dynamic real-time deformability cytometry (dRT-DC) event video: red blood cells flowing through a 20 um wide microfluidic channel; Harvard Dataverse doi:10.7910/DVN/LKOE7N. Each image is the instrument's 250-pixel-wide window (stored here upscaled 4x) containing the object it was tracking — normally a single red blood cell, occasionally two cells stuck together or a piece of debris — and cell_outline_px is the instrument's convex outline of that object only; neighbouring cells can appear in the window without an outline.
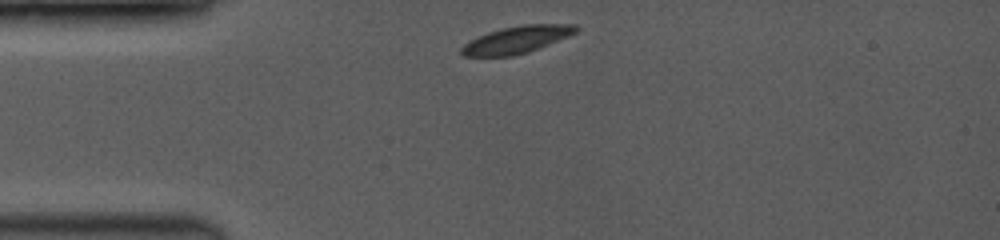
{"species": "common noctule bat (a hibernating species)", "species_latin": "Nyctalus noctula", "temperature_condition": "room temperature", "stored_images_in_passage": 38, "camera_frame_rate_fps": 3500, "um_per_image_px": 0.085, "animal": {"sex": "female", "body_mass_g": 19.0, "forearm_length_mm": 53.3}, "frame": {"image": 1, "passage_image": 1, "time_ms": 0.0, "image_size_px": [1000, 240], "cell_outline_px": [[580, 28], [576, 32], [536, 48], [512, 56], [464, 56], [460, 52], [460, 48], [464, 44], [488, 32], [500, 28], [524, 24], [576, 24]], "centroid_in_image_um": [43.89, 3.35], "position_along_channel_um": 41.1, "area_um2": 17.63}}
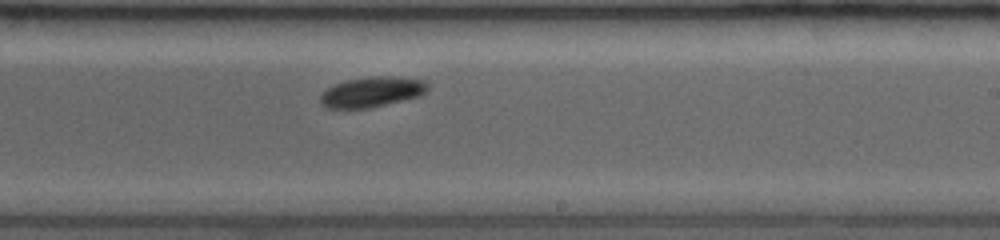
{"frame": {"image": 2, "passage_image": 22, "time_ms": 6.0, "image_size_px": [1000, 240], "cell_outline_px": [[428, 88], [420, 96], [368, 108], [324, 108], [320, 104], [320, 96], [328, 88], [336, 84], [348, 80], [372, 76], [392, 76], [424, 80], [428, 84]], "centroid_in_image_um": [31.6, 7.82], "position_along_channel_um": 257.4, "area_um2": 18.73}}
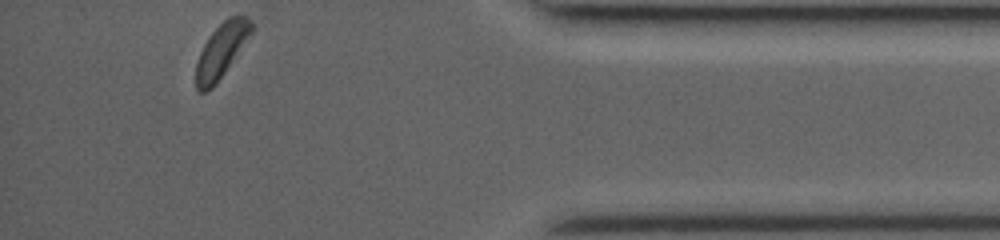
{"frame": {"image": 3, "passage_image": 38, "time_ms": 10.571, "image_size_px": [1000, 240], "cell_outline_px": [[252, 32], [216, 84], [212, 88], [204, 92], [196, 92], [196, 64], [200, 52], [204, 44], [212, 32], [228, 16], [244, 16], [252, 20]], "centroid_in_image_um": [18.8, 4.31], "position_along_channel_um": 416.4, "area_um2": 17.17}, "authors_computed_cell_mechanics": {"area_um2": 18.7561, "velocity_mm_per_s": 4.0411, "shape_relaxation_time_tau1_ms": 2.2556, "shape_relaxation_time_tau2_ms": null, "deformation_change_tau1": 0.0997, "deformation_change_tau2": null}}